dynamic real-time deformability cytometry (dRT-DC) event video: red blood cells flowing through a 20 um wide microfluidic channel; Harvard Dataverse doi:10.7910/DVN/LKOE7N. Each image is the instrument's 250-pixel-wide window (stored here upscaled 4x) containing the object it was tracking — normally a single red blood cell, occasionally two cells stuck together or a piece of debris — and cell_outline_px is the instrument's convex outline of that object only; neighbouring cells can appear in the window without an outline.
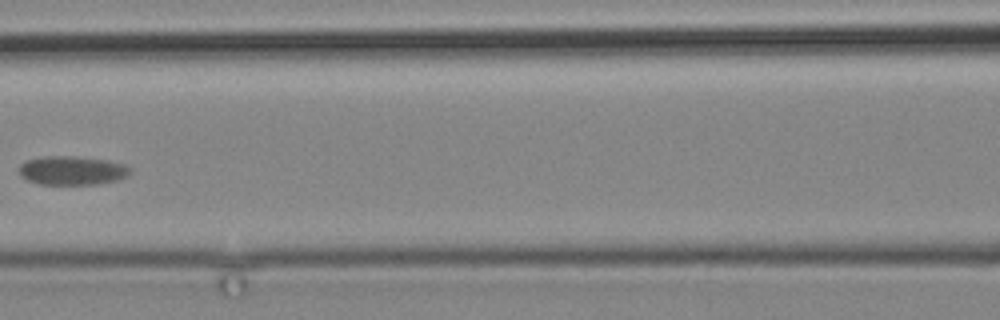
{"species": "common noctule bat (a hibernating species)", "species_latin": "Nyctalus noctula", "temperature_condition": "cold", "stored_images_in_passage": 3, "camera_frame_rate_fps": 3000, "um_per_image_px": 0.085, "animal": {"sex": "male", "body_mass_g": 19.2, "forearm_length_mm": 51.8}, "frame": {"image": 1, "passage_image": 3, "time_ms": 2.667, "image_size_px": [1000, 320], "cell_outline_px": [[132, 172], [128, 176], [116, 180], [96, 184], [40, 184], [28, 180], [20, 176], [20, 164], [24, 160], [44, 156], [76, 156], [108, 160], [124, 164], [132, 168]], "centroid_in_image_um": [6.15, 14.48], "position_along_channel_um": 160.5, "area_um2": 18.84}}